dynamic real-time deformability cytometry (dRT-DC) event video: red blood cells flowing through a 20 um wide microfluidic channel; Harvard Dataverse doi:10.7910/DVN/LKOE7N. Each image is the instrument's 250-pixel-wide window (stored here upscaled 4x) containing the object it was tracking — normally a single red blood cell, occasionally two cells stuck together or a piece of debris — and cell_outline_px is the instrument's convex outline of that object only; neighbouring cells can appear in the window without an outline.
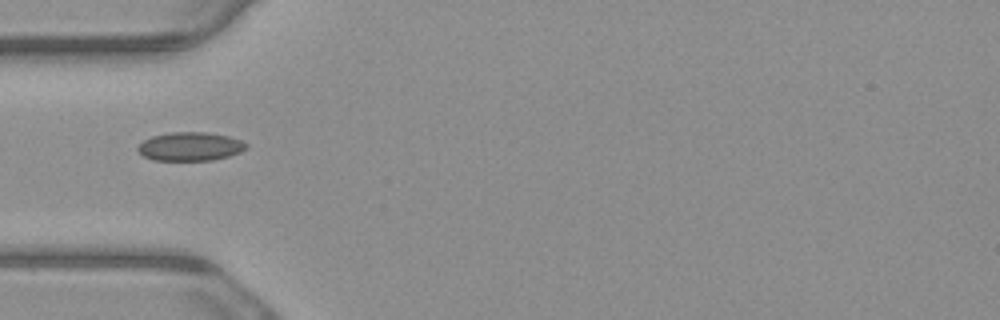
{"species": "common noctule bat (a hibernating species)", "species_latin": "Nyctalus noctula", "temperature_condition": "warm", "stored_images_in_passage": 3, "camera_frame_rate_fps": 3000, "um_per_image_px": 0.085, "animal": {"sex": "male", "body_mass_g": 23.1, "forearm_length_mm": 52.7}, "frame": {"image": 1, "passage_image": 1, "time_ms": 0.0, "image_size_px": [1000, 320], "cell_outline_px": [[248, 148], [240, 152], [228, 156], [212, 160], [152, 160], [144, 156], [136, 148], [144, 140], [152, 136], [168, 132], [208, 132], [228, 136], [240, 140], [248, 144]], "centroid_in_image_um": [16.17, 12.44], "position_along_channel_um": 68.8, "area_um2": 18.09}}
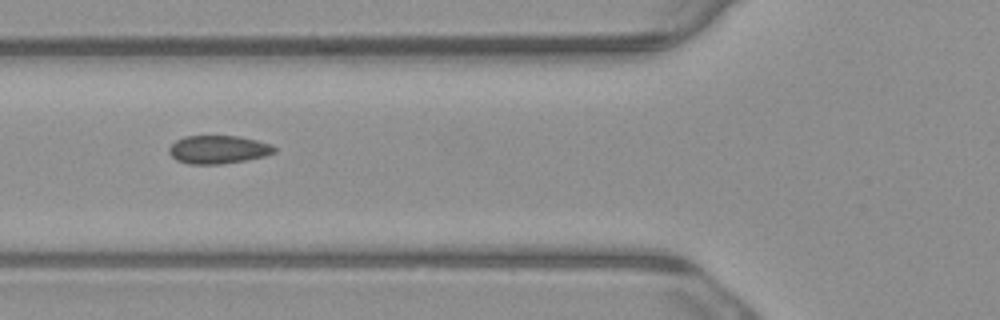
{"frame": {"image": 2, "passage_image": 2, "time_ms": 0.333, "image_size_px": [1000, 320], "cell_outline_px": [[276, 152], [264, 156], [244, 160], [220, 164], [188, 164], [176, 160], [168, 152], [168, 148], [176, 140], [184, 136], [240, 136], [272, 144], [276, 148]], "centroid_in_image_um": [18.54, 12.7], "position_along_channel_um": 107.3, "area_um2": 17.34}}
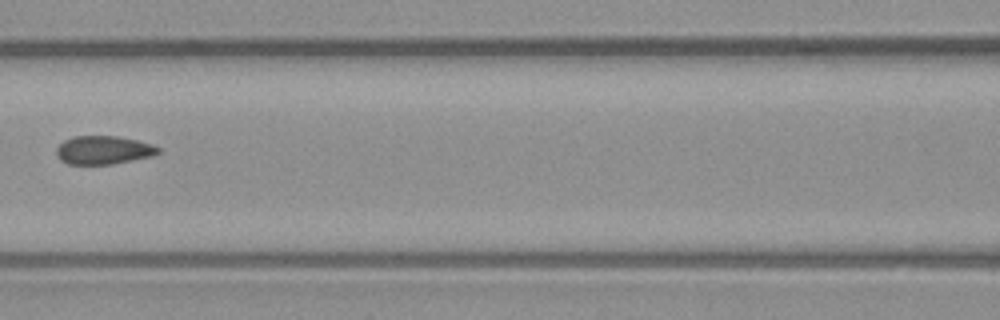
{"frame": {"image": 3, "passage_image": 3, "time_ms": 0.667, "image_size_px": [1000, 320], "cell_outline_px": [[160, 152], [152, 156], [112, 164], [68, 164], [60, 160], [56, 156], [56, 148], [64, 140], [72, 136], [116, 136], [136, 140], [152, 144], [160, 148]], "centroid_in_image_um": [8.77, 12.75], "position_along_channel_um": 157.8, "area_um2": 16.88}}